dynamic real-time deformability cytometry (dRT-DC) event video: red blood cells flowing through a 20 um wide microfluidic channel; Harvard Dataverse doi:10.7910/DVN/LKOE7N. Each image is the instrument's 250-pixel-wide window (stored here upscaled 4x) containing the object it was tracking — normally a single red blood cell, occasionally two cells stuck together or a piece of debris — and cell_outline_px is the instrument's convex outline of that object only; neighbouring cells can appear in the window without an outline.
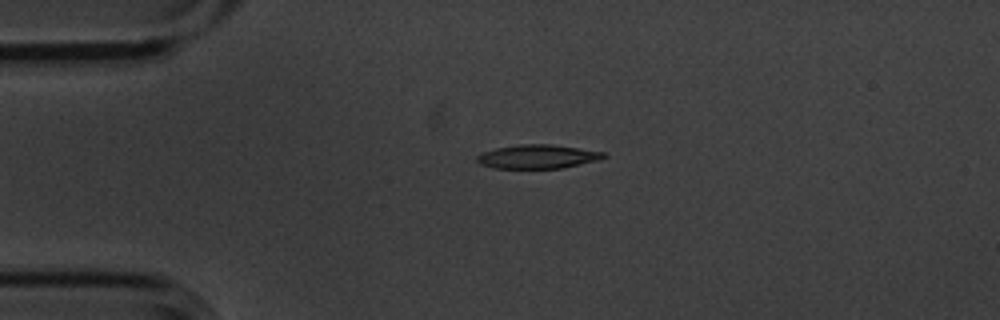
{"species": "common noctule bat (a hibernating species)", "species_latin": "Nyctalus noctula", "temperature_condition": "cold", "stored_images_in_passage": 4, "segment_of_instrument_passage": [1, 2], "camera_frame_rate_fps": 3000, "um_per_image_px": 0.085, "animal": {"sex": "male", "body_mass_g": 20.1, "forearm_length_mm": 53.5}, "frame": {"image": 1, "passage_image": 2, "time_ms": 0.333, "image_size_px": [1000, 320], "cell_outline_px": [[608, 156], [600, 160], [564, 168], [492, 168], [480, 164], [476, 160], [476, 156], [480, 152], [496, 148], [520, 144], [548, 144], [608, 152]], "centroid_in_image_um": [45.72, 13.31], "position_along_channel_um": 39.3, "area_um2": 17.86}}